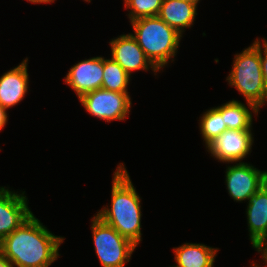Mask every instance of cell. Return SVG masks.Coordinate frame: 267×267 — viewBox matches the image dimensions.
I'll list each match as a JSON object with an SVG mask.
<instances>
[{
    "label": "cell",
    "instance_id": "19",
    "mask_svg": "<svg viewBox=\"0 0 267 267\" xmlns=\"http://www.w3.org/2000/svg\"><path fill=\"white\" fill-rule=\"evenodd\" d=\"M128 22L142 18L158 16L163 0H122Z\"/></svg>",
    "mask_w": 267,
    "mask_h": 267
},
{
    "label": "cell",
    "instance_id": "5",
    "mask_svg": "<svg viewBox=\"0 0 267 267\" xmlns=\"http://www.w3.org/2000/svg\"><path fill=\"white\" fill-rule=\"evenodd\" d=\"M89 221L94 251L100 266L126 267L132 260L137 246L95 214Z\"/></svg>",
    "mask_w": 267,
    "mask_h": 267
},
{
    "label": "cell",
    "instance_id": "11",
    "mask_svg": "<svg viewBox=\"0 0 267 267\" xmlns=\"http://www.w3.org/2000/svg\"><path fill=\"white\" fill-rule=\"evenodd\" d=\"M62 78L66 84L76 94L77 99L82 95L102 88L103 81V56H92L77 61L67 70Z\"/></svg>",
    "mask_w": 267,
    "mask_h": 267
},
{
    "label": "cell",
    "instance_id": "21",
    "mask_svg": "<svg viewBox=\"0 0 267 267\" xmlns=\"http://www.w3.org/2000/svg\"><path fill=\"white\" fill-rule=\"evenodd\" d=\"M9 113L7 109L3 108L0 105V133L2 130L4 131V128H6V125H8V120H9ZM1 147H0V152H1Z\"/></svg>",
    "mask_w": 267,
    "mask_h": 267
},
{
    "label": "cell",
    "instance_id": "3",
    "mask_svg": "<svg viewBox=\"0 0 267 267\" xmlns=\"http://www.w3.org/2000/svg\"><path fill=\"white\" fill-rule=\"evenodd\" d=\"M129 33L144 51L147 59L160 72L175 63L184 38L158 16L142 17L129 22Z\"/></svg>",
    "mask_w": 267,
    "mask_h": 267
},
{
    "label": "cell",
    "instance_id": "24",
    "mask_svg": "<svg viewBox=\"0 0 267 267\" xmlns=\"http://www.w3.org/2000/svg\"><path fill=\"white\" fill-rule=\"evenodd\" d=\"M0 267H13L12 263L0 251Z\"/></svg>",
    "mask_w": 267,
    "mask_h": 267
},
{
    "label": "cell",
    "instance_id": "18",
    "mask_svg": "<svg viewBox=\"0 0 267 267\" xmlns=\"http://www.w3.org/2000/svg\"><path fill=\"white\" fill-rule=\"evenodd\" d=\"M197 121L198 131L205 149L224 131L228 130L222 115L214 107L203 110Z\"/></svg>",
    "mask_w": 267,
    "mask_h": 267
},
{
    "label": "cell",
    "instance_id": "17",
    "mask_svg": "<svg viewBox=\"0 0 267 267\" xmlns=\"http://www.w3.org/2000/svg\"><path fill=\"white\" fill-rule=\"evenodd\" d=\"M132 79L110 56H103L102 89L114 92H130Z\"/></svg>",
    "mask_w": 267,
    "mask_h": 267
},
{
    "label": "cell",
    "instance_id": "7",
    "mask_svg": "<svg viewBox=\"0 0 267 267\" xmlns=\"http://www.w3.org/2000/svg\"><path fill=\"white\" fill-rule=\"evenodd\" d=\"M224 164L226 192L236 203H246L267 182V170H261L249 161Z\"/></svg>",
    "mask_w": 267,
    "mask_h": 267
},
{
    "label": "cell",
    "instance_id": "20",
    "mask_svg": "<svg viewBox=\"0 0 267 267\" xmlns=\"http://www.w3.org/2000/svg\"><path fill=\"white\" fill-rule=\"evenodd\" d=\"M260 62L263 74V82L267 94V38L260 36Z\"/></svg>",
    "mask_w": 267,
    "mask_h": 267
},
{
    "label": "cell",
    "instance_id": "23",
    "mask_svg": "<svg viewBox=\"0 0 267 267\" xmlns=\"http://www.w3.org/2000/svg\"><path fill=\"white\" fill-rule=\"evenodd\" d=\"M23 1V0H22ZM26 2L30 3V4H34V5H40V4H48V5H52L56 2V0H25Z\"/></svg>",
    "mask_w": 267,
    "mask_h": 267
},
{
    "label": "cell",
    "instance_id": "9",
    "mask_svg": "<svg viewBox=\"0 0 267 267\" xmlns=\"http://www.w3.org/2000/svg\"><path fill=\"white\" fill-rule=\"evenodd\" d=\"M110 50V57L117 62L132 78L137 72H149L159 78L162 75L147 59L144 51L138 45L132 35L122 33L116 37H112L107 42ZM136 73V74H135ZM157 76V77H156Z\"/></svg>",
    "mask_w": 267,
    "mask_h": 267
},
{
    "label": "cell",
    "instance_id": "1",
    "mask_svg": "<svg viewBox=\"0 0 267 267\" xmlns=\"http://www.w3.org/2000/svg\"><path fill=\"white\" fill-rule=\"evenodd\" d=\"M66 237L55 235L34 214L0 241V251L13 267H50L61 256Z\"/></svg>",
    "mask_w": 267,
    "mask_h": 267
},
{
    "label": "cell",
    "instance_id": "22",
    "mask_svg": "<svg viewBox=\"0 0 267 267\" xmlns=\"http://www.w3.org/2000/svg\"><path fill=\"white\" fill-rule=\"evenodd\" d=\"M256 254H258L259 256V261L262 262V264L267 267V247L266 248H263V249H260V250H257L255 251ZM261 259V260H260Z\"/></svg>",
    "mask_w": 267,
    "mask_h": 267
},
{
    "label": "cell",
    "instance_id": "14",
    "mask_svg": "<svg viewBox=\"0 0 267 267\" xmlns=\"http://www.w3.org/2000/svg\"><path fill=\"white\" fill-rule=\"evenodd\" d=\"M201 1L163 0L158 17L185 37L188 29L193 30Z\"/></svg>",
    "mask_w": 267,
    "mask_h": 267
},
{
    "label": "cell",
    "instance_id": "25",
    "mask_svg": "<svg viewBox=\"0 0 267 267\" xmlns=\"http://www.w3.org/2000/svg\"><path fill=\"white\" fill-rule=\"evenodd\" d=\"M250 266L249 267H265L264 265H262V263L260 261L257 260H252L249 261Z\"/></svg>",
    "mask_w": 267,
    "mask_h": 267
},
{
    "label": "cell",
    "instance_id": "13",
    "mask_svg": "<svg viewBox=\"0 0 267 267\" xmlns=\"http://www.w3.org/2000/svg\"><path fill=\"white\" fill-rule=\"evenodd\" d=\"M248 240L254 251L267 247V182L252 196L245 206Z\"/></svg>",
    "mask_w": 267,
    "mask_h": 267
},
{
    "label": "cell",
    "instance_id": "12",
    "mask_svg": "<svg viewBox=\"0 0 267 267\" xmlns=\"http://www.w3.org/2000/svg\"><path fill=\"white\" fill-rule=\"evenodd\" d=\"M29 58L26 56L18 65L0 74V105L8 111L20 105L31 91Z\"/></svg>",
    "mask_w": 267,
    "mask_h": 267
},
{
    "label": "cell",
    "instance_id": "4",
    "mask_svg": "<svg viewBox=\"0 0 267 267\" xmlns=\"http://www.w3.org/2000/svg\"><path fill=\"white\" fill-rule=\"evenodd\" d=\"M255 38L249 46L233 55L225 81L243 96V101L252 103L261 111L267 105V94L260 62V37Z\"/></svg>",
    "mask_w": 267,
    "mask_h": 267
},
{
    "label": "cell",
    "instance_id": "6",
    "mask_svg": "<svg viewBox=\"0 0 267 267\" xmlns=\"http://www.w3.org/2000/svg\"><path fill=\"white\" fill-rule=\"evenodd\" d=\"M131 92H114L96 89L82 95L78 102L85 113L103 122L127 121L133 109Z\"/></svg>",
    "mask_w": 267,
    "mask_h": 267
},
{
    "label": "cell",
    "instance_id": "8",
    "mask_svg": "<svg viewBox=\"0 0 267 267\" xmlns=\"http://www.w3.org/2000/svg\"><path fill=\"white\" fill-rule=\"evenodd\" d=\"M255 130H226L206 149L209 158L219 164L245 162L249 159L255 145Z\"/></svg>",
    "mask_w": 267,
    "mask_h": 267
},
{
    "label": "cell",
    "instance_id": "26",
    "mask_svg": "<svg viewBox=\"0 0 267 267\" xmlns=\"http://www.w3.org/2000/svg\"><path fill=\"white\" fill-rule=\"evenodd\" d=\"M57 1V0H56ZM83 2H86V4H90L92 2V0H83Z\"/></svg>",
    "mask_w": 267,
    "mask_h": 267
},
{
    "label": "cell",
    "instance_id": "2",
    "mask_svg": "<svg viewBox=\"0 0 267 267\" xmlns=\"http://www.w3.org/2000/svg\"><path fill=\"white\" fill-rule=\"evenodd\" d=\"M116 165L111 174V199L94 214L139 247L143 241V198L136 190L125 163L122 161Z\"/></svg>",
    "mask_w": 267,
    "mask_h": 267
},
{
    "label": "cell",
    "instance_id": "10",
    "mask_svg": "<svg viewBox=\"0 0 267 267\" xmlns=\"http://www.w3.org/2000/svg\"><path fill=\"white\" fill-rule=\"evenodd\" d=\"M31 209L24 189L0 185V241L34 215Z\"/></svg>",
    "mask_w": 267,
    "mask_h": 267
},
{
    "label": "cell",
    "instance_id": "15",
    "mask_svg": "<svg viewBox=\"0 0 267 267\" xmlns=\"http://www.w3.org/2000/svg\"><path fill=\"white\" fill-rule=\"evenodd\" d=\"M172 250L176 267H215L220 248L186 241Z\"/></svg>",
    "mask_w": 267,
    "mask_h": 267
},
{
    "label": "cell",
    "instance_id": "16",
    "mask_svg": "<svg viewBox=\"0 0 267 267\" xmlns=\"http://www.w3.org/2000/svg\"><path fill=\"white\" fill-rule=\"evenodd\" d=\"M214 108L222 115L228 130H253V122L257 121L261 114L255 105L242 102L237 98H232L218 106L214 105Z\"/></svg>",
    "mask_w": 267,
    "mask_h": 267
}]
</instances>
